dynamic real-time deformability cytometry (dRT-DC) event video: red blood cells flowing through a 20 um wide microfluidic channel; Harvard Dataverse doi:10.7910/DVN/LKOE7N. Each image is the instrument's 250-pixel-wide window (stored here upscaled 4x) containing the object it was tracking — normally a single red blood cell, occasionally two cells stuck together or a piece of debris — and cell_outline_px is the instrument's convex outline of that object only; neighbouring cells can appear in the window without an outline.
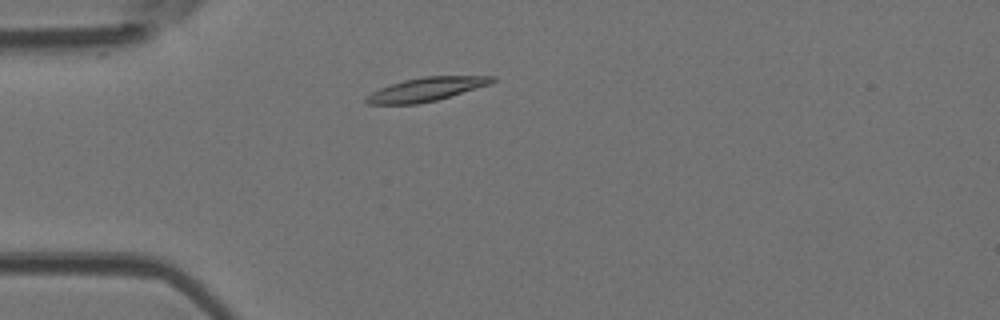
{"species": "Egyptian fruit bat (a non-hibernating species)", "species_latin": "Rousettus aegyptiacus", "temperature_condition": "room temperature", "stored_images_in_passage": 2, "camera_frame_rate_fps": 3000, "um_per_image_px": 0.085, "animal": {"sex": "female"}, "frame": {"image": 1, "passage_image": 2, "time_ms": 0.333, "image_size_px": [1000, 320], "cell_outline_px": [[496, 80], [492, 84], [436, 100], [416, 104], [368, 104], [364, 100], [364, 96], [380, 88], [404, 80], [424, 76], [496, 76]], "centroid_in_image_um": [36.24, 7.59], "position_along_channel_um": 48.8, "area_um2": 17.34}}